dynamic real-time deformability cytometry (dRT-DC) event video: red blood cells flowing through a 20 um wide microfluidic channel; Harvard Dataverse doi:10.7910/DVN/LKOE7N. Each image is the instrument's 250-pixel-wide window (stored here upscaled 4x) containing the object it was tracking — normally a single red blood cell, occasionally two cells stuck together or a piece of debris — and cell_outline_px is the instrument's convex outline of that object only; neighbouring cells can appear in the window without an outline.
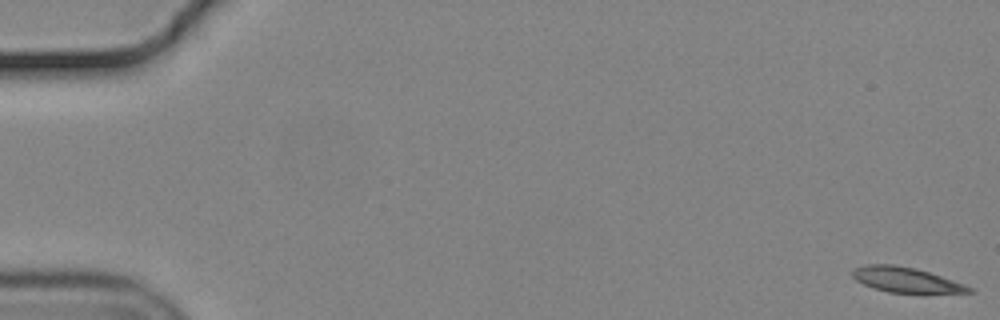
{"species": "common noctule bat (a hibernating species)", "species_latin": "Nyctalus noctula", "temperature_condition": "cold", "stored_images_in_passage": 56, "camera_frame_rate_fps": 3000, "um_per_image_px": 0.085, "animal": {"sex": "male", "body_mass_g": 19.2, "forearm_length_mm": 51.8}, "frame": {"image": 1, "passage_image": 1, "time_ms": 0.0, "image_size_px": [1000, 320], "cell_outline_px": [[976, 292], [888, 292], [872, 288], [856, 280], [852, 276], [852, 268], [868, 264], [896, 264], [916, 268], [964, 284], [972, 288]], "centroid_in_image_um": [76.93, 23.76], "position_along_channel_um": 8.1, "area_um2": 16.82}}
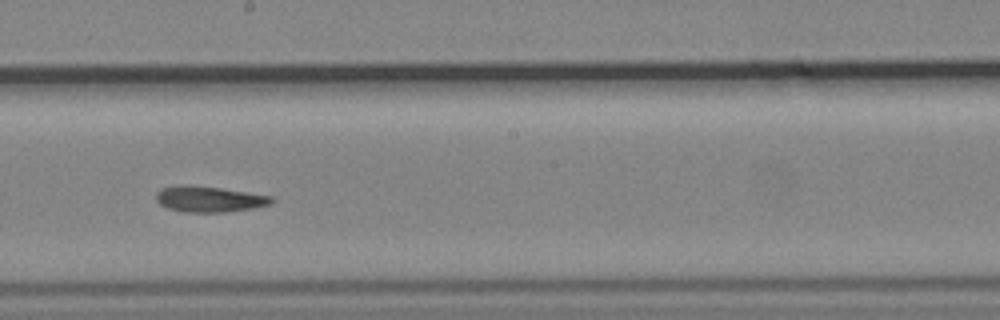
{"frame": {"image": 2, "passage_image": 32, "time_ms": 10.333, "image_size_px": [1000, 320], "cell_outline_px": [[276, 200], [272, 204], [256, 208], [224, 212], [184, 212], [168, 208], [160, 204], [156, 200], [156, 192], [164, 188], [180, 184], [188, 184], [220, 188], [272, 196]], "centroid_in_image_um": [17.81, 16.92], "position_along_channel_um": 230.4, "area_um2": 17.51}}
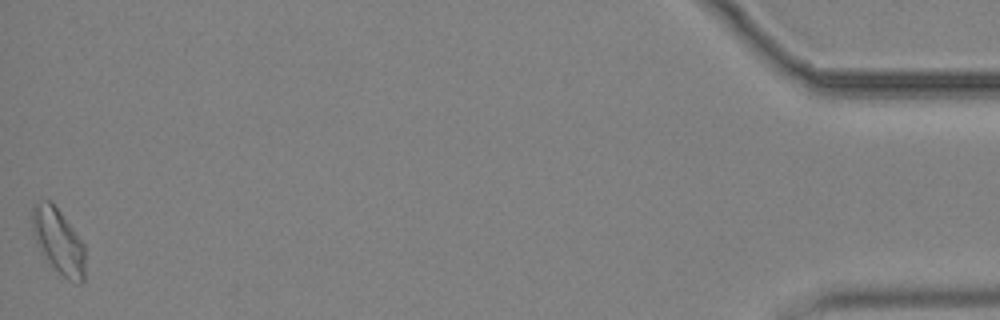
{"frame": {"image": 3, "passage_image": 56, "time_ms": 18.333, "image_size_px": [1000, 320], "cell_outline_px": [[84, 280], [80, 284], [76, 284], [68, 280], [44, 260], [40, 252], [32, 232], [32, 204], [40, 200], [52, 200], [84, 244]], "centroid_in_image_um": [4.93, 20.5], "position_along_channel_um": 430.3, "area_um2": 20.52}}